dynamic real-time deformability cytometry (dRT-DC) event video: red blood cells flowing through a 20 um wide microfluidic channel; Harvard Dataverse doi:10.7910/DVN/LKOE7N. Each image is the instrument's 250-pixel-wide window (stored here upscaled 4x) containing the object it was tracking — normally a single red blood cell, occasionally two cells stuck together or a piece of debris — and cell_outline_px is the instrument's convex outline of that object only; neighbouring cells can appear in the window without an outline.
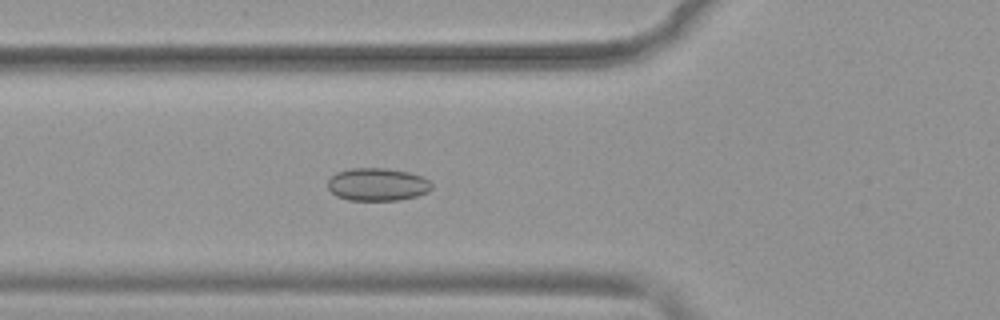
{"species": "common noctule bat (a hibernating species)", "species_latin": "Nyctalus noctula", "temperature_condition": "warm", "stored_images_in_passage": 48, "camera_frame_rate_fps": 3000, "um_per_image_px": 0.085, "animal": {"sex": "female", "body_mass_g": 19.9}, "frame": {"image": 1, "passage_image": 15, "time_ms": 4.667, "image_size_px": [1000, 320], "cell_outline_px": [[432, 188], [428, 192], [416, 196], [396, 200], [348, 200], [336, 196], [328, 188], [328, 180], [336, 172], [352, 168], [388, 168], [408, 172], [424, 176], [432, 184]], "centroid_in_image_um": [32.09, 15.67], "position_along_channel_um": 93.7, "area_um2": 19.94}}
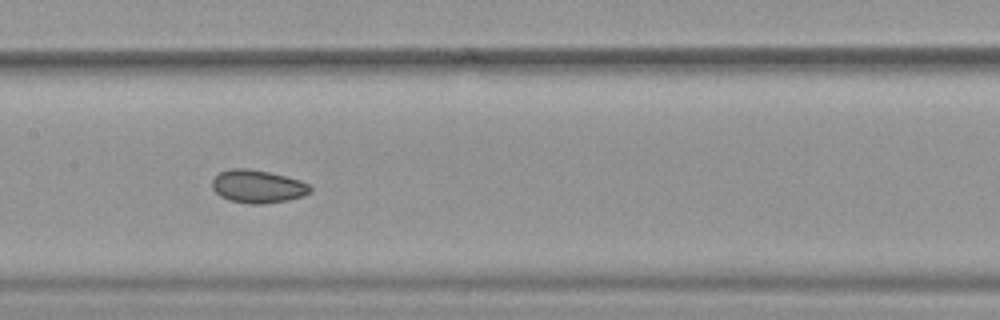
{"frame": {"image": 2, "passage_image": 22, "time_ms": 7.0, "image_size_px": [1000, 320], "cell_outline_px": [[312, 192], [304, 196], [288, 200], [260, 204], [252, 204], [228, 200], [220, 196], [212, 188], [212, 180], [220, 172], [232, 168], [248, 168], [268, 172], [300, 180], [308, 184], [312, 188]], "centroid_in_image_um": [21.91, 15.85], "position_along_channel_um": 185.5, "area_um2": 18.84}}
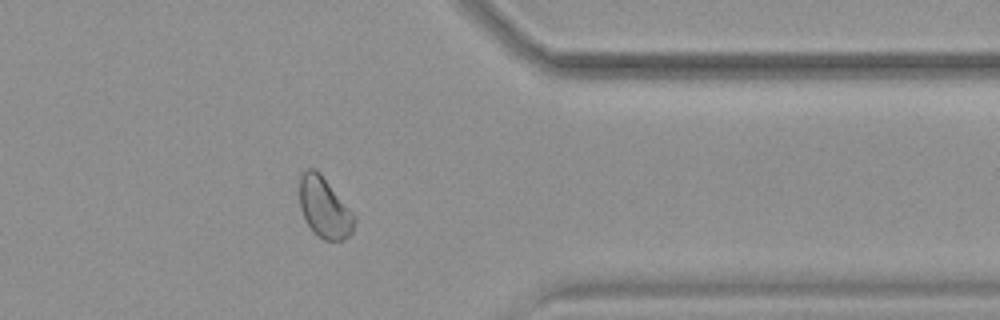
{"frame": {"image": 3, "passage_image": 38, "time_ms": 12.333, "image_size_px": [1000, 320], "cell_outline_px": [[356, 220], [352, 232], [344, 240], [324, 240], [308, 224], [300, 208], [300, 176], [308, 168], [316, 168], [320, 172], [356, 216]], "centroid_in_image_um": [27.6, 17.62], "position_along_channel_um": 383.8, "area_um2": 19.13}, "authors_computed_cell_mechanics": {"area_um2": 19.7965, "velocity_mm_per_s": 3.9296, "shape_relaxation_time_tau1_ms": 8.6364, "shape_relaxation_time_tau2_ms": 2.2307, "deformation_change_tau1": 0.0517, "deformation_change_tau2": 0.0494}}